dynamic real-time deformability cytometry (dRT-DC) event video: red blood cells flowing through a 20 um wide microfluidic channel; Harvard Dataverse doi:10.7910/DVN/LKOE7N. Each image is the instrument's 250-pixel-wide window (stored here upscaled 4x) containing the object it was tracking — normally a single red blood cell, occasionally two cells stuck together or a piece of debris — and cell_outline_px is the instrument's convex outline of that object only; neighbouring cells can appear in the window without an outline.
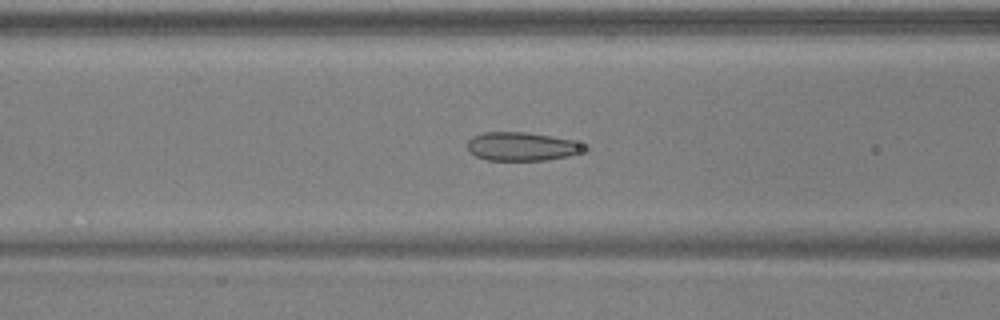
{"species": "common noctule bat (a hibernating species)", "species_latin": "Nyctalus noctula", "temperature_condition": "warm", "stored_images_in_passage": 41, "camera_frame_rate_fps": 3000, "um_per_image_px": 0.085, "animal": {"sex": "male", "body_mass_g": 17.9, "forearm_length_mm": 54.2}, "frame": {"image": 1, "passage_image": 11, "time_ms": 3.333, "image_size_px": [1000, 320], "cell_outline_px": [[588, 148], [568, 156], [548, 160], [488, 160], [476, 156], [468, 148], [468, 140], [472, 136], [484, 132], [528, 132], [552, 136], [572, 140], [588, 144]], "centroid_in_image_um": [44.39, 12.44], "position_along_channel_um": 122.2, "area_um2": 19.48}}
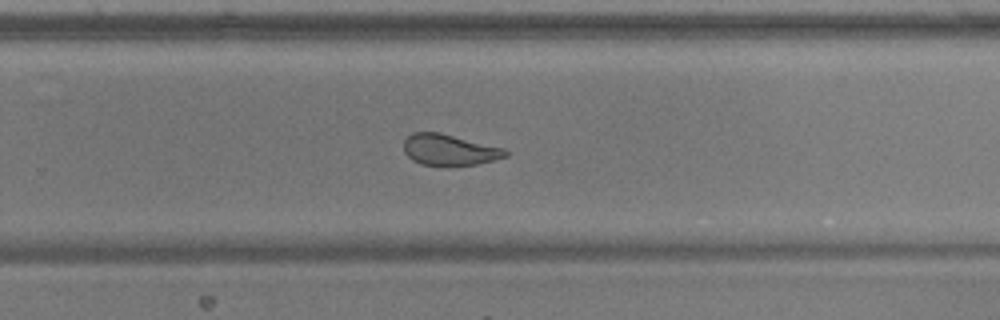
{"frame": {"image": 2, "passage_image": 24, "time_ms": 7.667, "image_size_px": [1000, 320], "cell_outline_px": [[508, 156], [496, 160], [476, 164], [448, 168], [420, 164], [412, 160], [404, 152], [404, 140], [412, 132], [440, 132], [504, 148], [508, 152]], "centroid_in_image_um": [38.2, 12.77], "position_along_channel_um": 291.6, "area_um2": 19.02}}
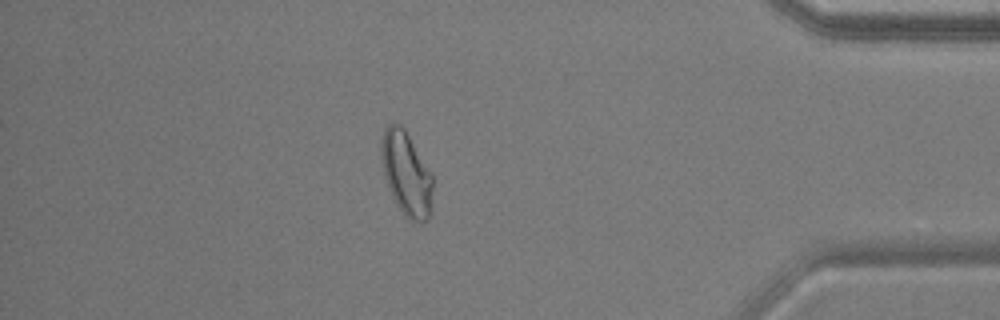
{"frame": {"image": 3, "passage_image": 35, "time_ms": 11.333, "image_size_px": [1000, 320], "cell_outline_px": [[432, 192], [428, 220], [408, 220], [396, 204], [392, 196], [384, 172], [380, 152], [380, 144], [384, 128], [392, 120], [396, 120], [404, 128], [432, 172]], "centroid_in_image_um": [34.52, 14.68], "position_along_channel_um": 400.7, "area_um2": 25.14}, "authors_computed_cell_mechanics": {"area_um2": 20.7502, "velocity_mm_per_s": 3.9147, "shape_relaxation_time_tau1_ms": null, "shape_relaxation_time_tau2_ms": 1.0514, "deformation_change_tau1": null, "deformation_change_tau2": 0.0701}}